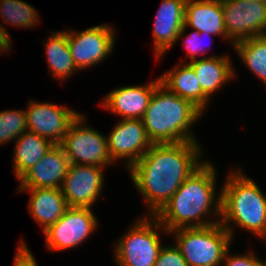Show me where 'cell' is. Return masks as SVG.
<instances>
[{"mask_svg": "<svg viewBox=\"0 0 266 266\" xmlns=\"http://www.w3.org/2000/svg\"><path fill=\"white\" fill-rule=\"evenodd\" d=\"M18 192L30 191L29 211L44 232L69 208L60 188L18 189Z\"/></svg>", "mask_w": 266, "mask_h": 266, "instance_id": "ac0fdd59", "label": "cell"}, {"mask_svg": "<svg viewBox=\"0 0 266 266\" xmlns=\"http://www.w3.org/2000/svg\"><path fill=\"white\" fill-rule=\"evenodd\" d=\"M154 266H188L176 245L161 248Z\"/></svg>", "mask_w": 266, "mask_h": 266, "instance_id": "484cf974", "label": "cell"}, {"mask_svg": "<svg viewBox=\"0 0 266 266\" xmlns=\"http://www.w3.org/2000/svg\"><path fill=\"white\" fill-rule=\"evenodd\" d=\"M34 7L22 0H0V14L3 22L11 26L31 28L39 23V14Z\"/></svg>", "mask_w": 266, "mask_h": 266, "instance_id": "cb8c5ba5", "label": "cell"}, {"mask_svg": "<svg viewBox=\"0 0 266 266\" xmlns=\"http://www.w3.org/2000/svg\"><path fill=\"white\" fill-rule=\"evenodd\" d=\"M199 80L203 93L210 99L221 86L236 75L229 56H204L188 63Z\"/></svg>", "mask_w": 266, "mask_h": 266, "instance_id": "ffe728a7", "label": "cell"}, {"mask_svg": "<svg viewBox=\"0 0 266 266\" xmlns=\"http://www.w3.org/2000/svg\"><path fill=\"white\" fill-rule=\"evenodd\" d=\"M107 145L112 161L125 158L126 168L129 169L153 144L142 119H121L107 136Z\"/></svg>", "mask_w": 266, "mask_h": 266, "instance_id": "7c38bea8", "label": "cell"}, {"mask_svg": "<svg viewBox=\"0 0 266 266\" xmlns=\"http://www.w3.org/2000/svg\"><path fill=\"white\" fill-rule=\"evenodd\" d=\"M181 61L178 66L159 76L161 83L171 92L190 101L202 113L209 103V98L203 93L194 69Z\"/></svg>", "mask_w": 266, "mask_h": 266, "instance_id": "d6986e66", "label": "cell"}, {"mask_svg": "<svg viewBox=\"0 0 266 266\" xmlns=\"http://www.w3.org/2000/svg\"><path fill=\"white\" fill-rule=\"evenodd\" d=\"M227 37L234 43L266 35V2L221 0Z\"/></svg>", "mask_w": 266, "mask_h": 266, "instance_id": "9c48e42d", "label": "cell"}, {"mask_svg": "<svg viewBox=\"0 0 266 266\" xmlns=\"http://www.w3.org/2000/svg\"><path fill=\"white\" fill-rule=\"evenodd\" d=\"M115 30L107 24L90 27L84 31L67 30V42L78 70L90 68L110 55L115 46Z\"/></svg>", "mask_w": 266, "mask_h": 266, "instance_id": "30bf717a", "label": "cell"}, {"mask_svg": "<svg viewBox=\"0 0 266 266\" xmlns=\"http://www.w3.org/2000/svg\"><path fill=\"white\" fill-rule=\"evenodd\" d=\"M233 47L244 65L266 84V35L240 40Z\"/></svg>", "mask_w": 266, "mask_h": 266, "instance_id": "603a6c76", "label": "cell"}, {"mask_svg": "<svg viewBox=\"0 0 266 266\" xmlns=\"http://www.w3.org/2000/svg\"><path fill=\"white\" fill-rule=\"evenodd\" d=\"M27 131L25 110L0 111V145L16 140Z\"/></svg>", "mask_w": 266, "mask_h": 266, "instance_id": "d4e9b609", "label": "cell"}, {"mask_svg": "<svg viewBox=\"0 0 266 266\" xmlns=\"http://www.w3.org/2000/svg\"><path fill=\"white\" fill-rule=\"evenodd\" d=\"M174 243L188 266H218L230 249L232 236L221 223L206 227L178 228Z\"/></svg>", "mask_w": 266, "mask_h": 266, "instance_id": "5b68a950", "label": "cell"}, {"mask_svg": "<svg viewBox=\"0 0 266 266\" xmlns=\"http://www.w3.org/2000/svg\"><path fill=\"white\" fill-rule=\"evenodd\" d=\"M26 111L27 130L61 144L71 124L80 115L79 112L52 103L29 101Z\"/></svg>", "mask_w": 266, "mask_h": 266, "instance_id": "8fae6325", "label": "cell"}, {"mask_svg": "<svg viewBox=\"0 0 266 266\" xmlns=\"http://www.w3.org/2000/svg\"><path fill=\"white\" fill-rule=\"evenodd\" d=\"M23 242L24 241L21 240L18 244L17 254L14 259V266H38L33 254L29 250L28 246H26Z\"/></svg>", "mask_w": 266, "mask_h": 266, "instance_id": "f1b7e54d", "label": "cell"}, {"mask_svg": "<svg viewBox=\"0 0 266 266\" xmlns=\"http://www.w3.org/2000/svg\"><path fill=\"white\" fill-rule=\"evenodd\" d=\"M202 114L190 101L177 96L160 82L142 122L152 144L183 143L197 141L191 127Z\"/></svg>", "mask_w": 266, "mask_h": 266, "instance_id": "3957f363", "label": "cell"}, {"mask_svg": "<svg viewBox=\"0 0 266 266\" xmlns=\"http://www.w3.org/2000/svg\"><path fill=\"white\" fill-rule=\"evenodd\" d=\"M50 72L58 80L75 74L78 69L73 61L67 42V30L52 32L44 43Z\"/></svg>", "mask_w": 266, "mask_h": 266, "instance_id": "7402d4cb", "label": "cell"}, {"mask_svg": "<svg viewBox=\"0 0 266 266\" xmlns=\"http://www.w3.org/2000/svg\"><path fill=\"white\" fill-rule=\"evenodd\" d=\"M103 167L70 164L61 187L69 207H89L95 204L104 186Z\"/></svg>", "mask_w": 266, "mask_h": 266, "instance_id": "4fadbf2b", "label": "cell"}, {"mask_svg": "<svg viewBox=\"0 0 266 266\" xmlns=\"http://www.w3.org/2000/svg\"><path fill=\"white\" fill-rule=\"evenodd\" d=\"M15 141L13 170L19 180L54 144L50 140L29 131L24 132Z\"/></svg>", "mask_w": 266, "mask_h": 266, "instance_id": "44dd1931", "label": "cell"}, {"mask_svg": "<svg viewBox=\"0 0 266 266\" xmlns=\"http://www.w3.org/2000/svg\"><path fill=\"white\" fill-rule=\"evenodd\" d=\"M186 0H163L158 9L154 28V52L160 59L185 34L184 26Z\"/></svg>", "mask_w": 266, "mask_h": 266, "instance_id": "9a60e30c", "label": "cell"}, {"mask_svg": "<svg viewBox=\"0 0 266 266\" xmlns=\"http://www.w3.org/2000/svg\"><path fill=\"white\" fill-rule=\"evenodd\" d=\"M160 77L147 85L122 86L110 91L101 102L106 110L121 116V119H142Z\"/></svg>", "mask_w": 266, "mask_h": 266, "instance_id": "2e32d148", "label": "cell"}, {"mask_svg": "<svg viewBox=\"0 0 266 266\" xmlns=\"http://www.w3.org/2000/svg\"><path fill=\"white\" fill-rule=\"evenodd\" d=\"M237 170L229 173L219 192L220 223L232 238L234 231L230 222L263 239L266 235V195L241 168Z\"/></svg>", "mask_w": 266, "mask_h": 266, "instance_id": "277c9868", "label": "cell"}, {"mask_svg": "<svg viewBox=\"0 0 266 266\" xmlns=\"http://www.w3.org/2000/svg\"><path fill=\"white\" fill-rule=\"evenodd\" d=\"M11 35L9 34L8 30L5 29V26L3 27L2 24H0V53H3L6 51H10L11 47Z\"/></svg>", "mask_w": 266, "mask_h": 266, "instance_id": "f546056e", "label": "cell"}, {"mask_svg": "<svg viewBox=\"0 0 266 266\" xmlns=\"http://www.w3.org/2000/svg\"><path fill=\"white\" fill-rule=\"evenodd\" d=\"M250 1H260V2H266V0H250Z\"/></svg>", "mask_w": 266, "mask_h": 266, "instance_id": "4dcf8cb0", "label": "cell"}, {"mask_svg": "<svg viewBox=\"0 0 266 266\" xmlns=\"http://www.w3.org/2000/svg\"><path fill=\"white\" fill-rule=\"evenodd\" d=\"M161 228L162 232L169 233L154 216L146 215L135 221L114 247L117 265L154 266L163 247L157 233Z\"/></svg>", "mask_w": 266, "mask_h": 266, "instance_id": "8992f818", "label": "cell"}, {"mask_svg": "<svg viewBox=\"0 0 266 266\" xmlns=\"http://www.w3.org/2000/svg\"><path fill=\"white\" fill-rule=\"evenodd\" d=\"M204 35L210 37L213 36L211 34H208L207 32L199 33L197 30H194L190 34L186 35L185 40L183 42V47L186 49L188 59H190L191 61L196 60L197 54L207 53V50H205L206 48L202 44Z\"/></svg>", "mask_w": 266, "mask_h": 266, "instance_id": "4316f807", "label": "cell"}, {"mask_svg": "<svg viewBox=\"0 0 266 266\" xmlns=\"http://www.w3.org/2000/svg\"><path fill=\"white\" fill-rule=\"evenodd\" d=\"M216 174L212 163L205 161L154 217L168 232L220 223V219H203L208 214L221 217V194L215 196Z\"/></svg>", "mask_w": 266, "mask_h": 266, "instance_id": "7a4b0ae2", "label": "cell"}, {"mask_svg": "<svg viewBox=\"0 0 266 266\" xmlns=\"http://www.w3.org/2000/svg\"><path fill=\"white\" fill-rule=\"evenodd\" d=\"M80 114L71 124L69 131L60 144L70 164H87L106 167L115 163L108 152L107 138L94 128L85 124Z\"/></svg>", "mask_w": 266, "mask_h": 266, "instance_id": "52a82bcc", "label": "cell"}, {"mask_svg": "<svg viewBox=\"0 0 266 266\" xmlns=\"http://www.w3.org/2000/svg\"><path fill=\"white\" fill-rule=\"evenodd\" d=\"M70 161L63 147L54 144L52 148L18 181L19 189L60 188L68 173Z\"/></svg>", "mask_w": 266, "mask_h": 266, "instance_id": "5bb4252c", "label": "cell"}, {"mask_svg": "<svg viewBox=\"0 0 266 266\" xmlns=\"http://www.w3.org/2000/svg\"><path fill=\"white\" fill-rule=\"evenodd\" d=\"M92 211L89 207H69L57 222L43 232L46 247L52 251H63L81 245L99 224Z\"/></svg>", "mask_w": 266, "mask_h": 266, "instance_id": "ba28073f", "label": "cell"}, {"mask_svg": "<svg viewBox=\"0 0 266 266\" xmlns=\"http://www.w3.org/2000/svg\"><path fill=\"white\" fill-rule=\"evenodd\" d=\"M231 255V256H230ZM256 254L251 251L247 252L244 255L242 254H232L229 253V249L227 250L223 263L225 266H262L265 262L259 259Z\"/></svg>", "mask_w": 266, "mask_h": 266, "instance_id": "83f0119b", "label": "cell"}, {"mask_svg": "<svg viewBox=\"0 0 266 266\" xmlns=\"http://www.w3.org/2000/svg\"><path fill=\"white\" fill-rule=\"evenodd\" d=\"M198 141L153 144L128 170L133 183L155 216L184 181L205 161Z\"/></svg>", "mask_w": 266, "mask_h": 266, "instance_id": "6da1fadb", "label": "cell"}, {"mask_svg": "<svg viewBox=\"0 0 266 266\" xmlns=\"http://www.w3.org/2000/svg\"><path fill=\"white\" fill-rule=\"evenodd\" d=\"M184 26L230 41L225 30L221 0H186Z\"/></svg>", "mask_w": 266, "mask_h": 266, "instance_id": "e0dca14e", "label": "cell"}]
</instances>
